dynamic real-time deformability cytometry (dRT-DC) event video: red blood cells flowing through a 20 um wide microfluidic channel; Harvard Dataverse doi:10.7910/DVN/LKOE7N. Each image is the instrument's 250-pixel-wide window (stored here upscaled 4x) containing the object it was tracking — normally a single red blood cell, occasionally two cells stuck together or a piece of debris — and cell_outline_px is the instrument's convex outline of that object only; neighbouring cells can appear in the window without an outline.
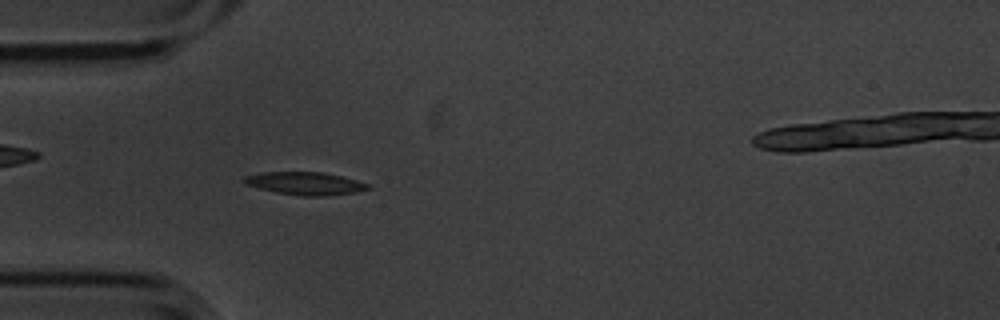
{"species": "common noctule bat (a hibernating species)", "species_latin": "Nyctalus noctula", "temperature_condition": "cold", "stored_images_in_passage": 5, "camera_frame_rate_fps": 3000, "um_per_image_px": 0.085, "animal": {"sex": "male", "body_mass_g": 20.1, "forearm_length_mm": 53.5}, "frame": {"image": 1, "passage_image": 4, "time_ms": 1.0, "image_size_px": [1000, 320], "cell_outline_px": [[372, 188], [356, 192], [328, 196], [300, 196], [276, 192], [244, 184], [240, 180], [244, 176], [264, 172], [324, 172], [356, 180], [368, 184]], "centroid_in_image_um": [25.92, 15.59], "position_along_channel_um": 59.1, "area_um2": 16.53}}